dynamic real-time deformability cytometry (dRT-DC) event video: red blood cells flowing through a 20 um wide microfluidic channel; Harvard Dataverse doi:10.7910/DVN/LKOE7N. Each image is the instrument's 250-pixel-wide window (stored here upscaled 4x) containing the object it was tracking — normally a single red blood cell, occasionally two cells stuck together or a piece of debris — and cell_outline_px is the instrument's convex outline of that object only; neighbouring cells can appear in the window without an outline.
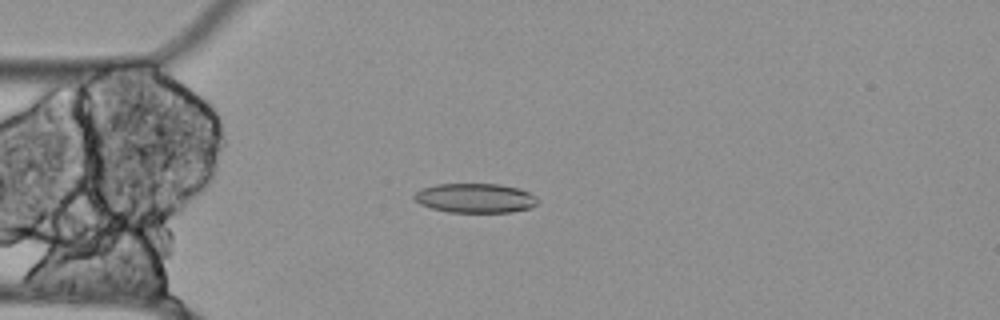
{"species": "Egyptian fruit bat (a non-hibernating species)", "species_latin": "Rousettus aegyptiacus", "temperature_condition": "cold", "stored_images_in_passage": 51, "camera_frame_rate_fps": 3000, "um_per_image_px": 0.085, "animal": {"sex": "female"}, "frame": {"image": 1, "passage_image": 9, "time_ms": 2.667, "image_size_px": [1000, 320], "cell_outline_px": [[540, 200], [536, 204], [528, 208], [512, 212], [448, 212], [432, 208], [420, 204], [412, 196], [420, 188], [436, 184], [500, 184], [520, 188], [536, 196]], "centroid_in_image_um": [40.39, 16.83], "position_along_channel_um": 44.6, "area_um2": 21.27}}
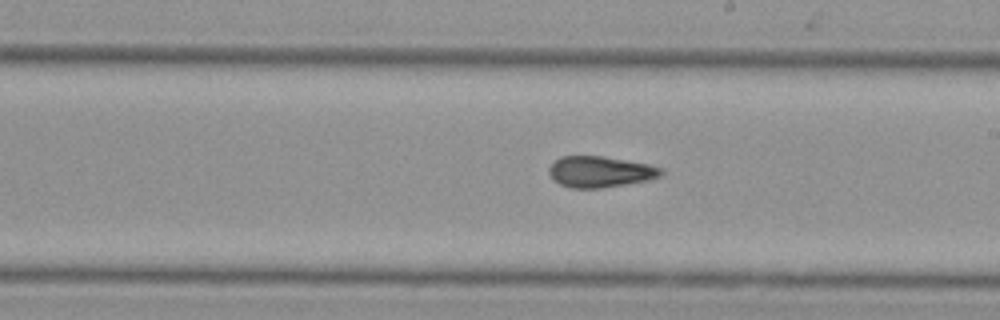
{"frame": {"image": 2, "passage_image": 26, "time_ms": 8.333, "image_size_px": [1000, 320], "cell_outline_px": [[664, 176], [648, 180], [600, 188], [572, 188], [560, 184], [548, 172], [548, 168], [560, 156], [604, 156], [648, 164], [664, 168]], "centroid_in_image_um": [51.07, 14.59], "position_along_channel_um": 237.9, "area_um2": 20.29}}
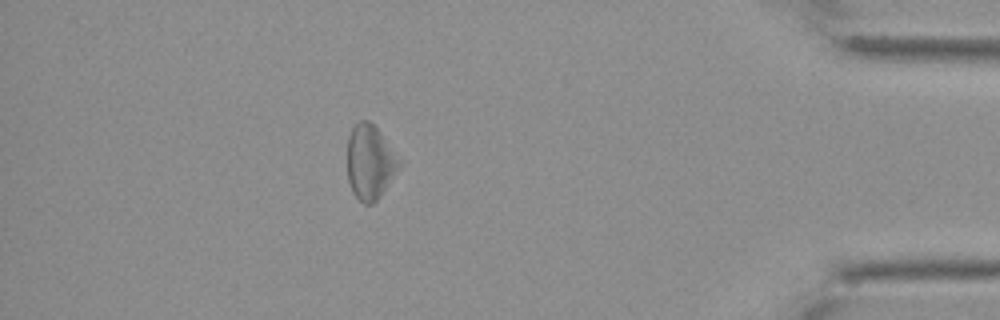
{"frame": {"image": 3, "passage_image": 44, "time_ms": 14.333, "image_size_px": [1000, 320], "cell_outline_px": [[404, 164], [380, 196], [372, 204], [364, 204], [352, 192], [348, 180], [348, 136], [352, 128], [360, 120], [368, 120], [380, 132], [404, 160]], "centroid_in_image_um": [31.51, 13.78], "position_along_channel_um": 403.7, "area_um2": 22.95}}